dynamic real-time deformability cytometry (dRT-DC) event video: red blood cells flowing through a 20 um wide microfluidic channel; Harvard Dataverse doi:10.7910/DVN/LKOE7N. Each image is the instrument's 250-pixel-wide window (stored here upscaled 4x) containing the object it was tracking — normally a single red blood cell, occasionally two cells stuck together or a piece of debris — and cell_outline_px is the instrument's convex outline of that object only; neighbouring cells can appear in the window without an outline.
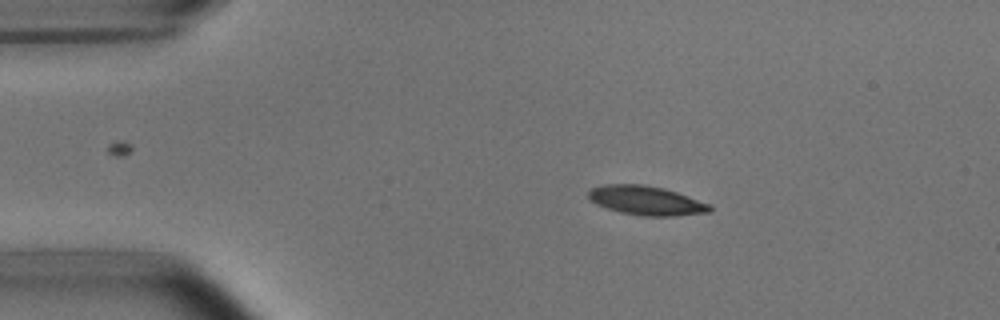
{"species": "common noctule bat (a hibernating species)", "species_latin": "Nyctalus noctula", "temperature_condition": "room temperature", "stored_images_in_passage": 3, "camera_frame_rate_fps": 3000, "um_per_image_px": 0.085, "animal": {"sex": "male", "body_mass_g": 15.6}, "frame": {"image": 1, "passage_image": 2, "time_ms": 1.333, "image_size_px": [1000, 320], "cell_outline_px": [[712, 212], [676, 216], [644, 216], [620, 212], [596, 204], [588, 200], [588, 192], [592, 188], [604, 184], [644, 184], [664, 188], [712, 204]], "centroid_in_image_um": [54.95, 17.04], "position_along_channel_um": 30.0, "area_um2": 20.81}}